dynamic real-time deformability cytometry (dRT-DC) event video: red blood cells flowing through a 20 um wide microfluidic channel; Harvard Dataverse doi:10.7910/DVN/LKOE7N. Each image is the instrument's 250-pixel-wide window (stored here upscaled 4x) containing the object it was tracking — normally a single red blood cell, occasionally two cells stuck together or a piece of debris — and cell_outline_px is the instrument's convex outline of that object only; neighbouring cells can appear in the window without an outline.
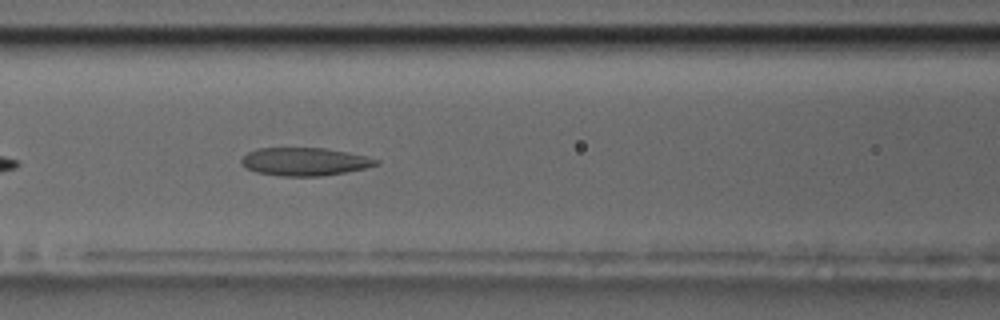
{"species": "common noctule bat (a hibernating species)", "species_latin": "Nyctalus noctula", "temperature_condition": "room temperature", "stored_images_in_passage": 6, "camera_frame_rate_fps": 3000, "um_per_image_px": 0.085, "animal": {"sex": "male", "body_mass_g": 17.5, "forearm_length_mm": 52.3}, "frame": {"image": 1, "passage_image": 6, "time_ms": 6.667, "image_size_px": [1000, 320], "cell_outline_px": [[380, 160], [376, 164], [364, 168], [344, 172], [320, 176], [280, 176], [256, 172], [240, 164], [240, 160], [248, 152], [256, 148], [324, 148], [348, 152]], "centroid_in_image_um": [25.84, 13.73], "position_along_channel_um": 140.8, "area_um2": 21.79}}